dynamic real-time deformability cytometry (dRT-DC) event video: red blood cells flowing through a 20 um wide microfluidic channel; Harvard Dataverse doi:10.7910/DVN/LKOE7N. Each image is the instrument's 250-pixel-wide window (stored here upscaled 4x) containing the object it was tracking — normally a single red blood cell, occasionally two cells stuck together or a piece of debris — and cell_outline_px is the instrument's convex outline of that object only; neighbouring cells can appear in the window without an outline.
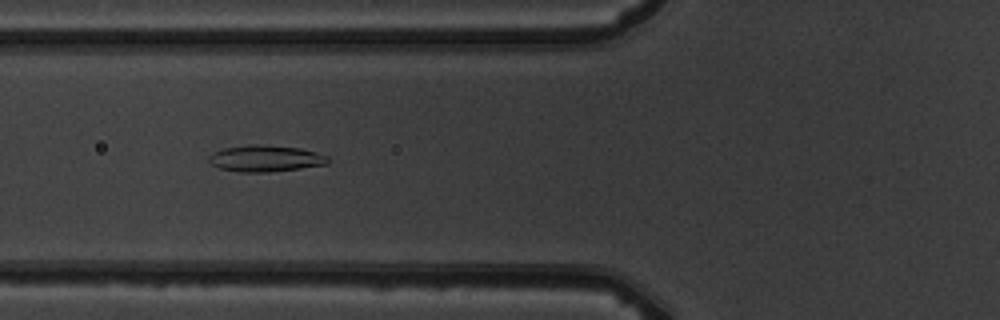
{"species": "common noctule bat (a hibernating species)", "species_latin": "Nyctalus noctula", "temperature_condition": "warm", "stored_images_in_passage": 10, "camera_frame_rate_fps": 3000, "um_per_image_px": 0.085, "animal": {"sex": "male", "body_mass_g": 19.5, "forearm_length_mm": 54.6}, "frame": {"image": 1, "passage_image": 5, "time_ms": 4.667, "image_size_px": [1000, 320], "cell_outline_px": [[328, 164], [300, 168], [268, 172], [240, 172], [220, 168], [212, 164], [208, 160], [208, 156], [224, 148], [248, 144], [260, 144], [300, 148], [328, 156]], "centroid_in_image_um": [22.56, 13.46], "position_along_channel_um": 103.2, "area_um2": 18.21}}
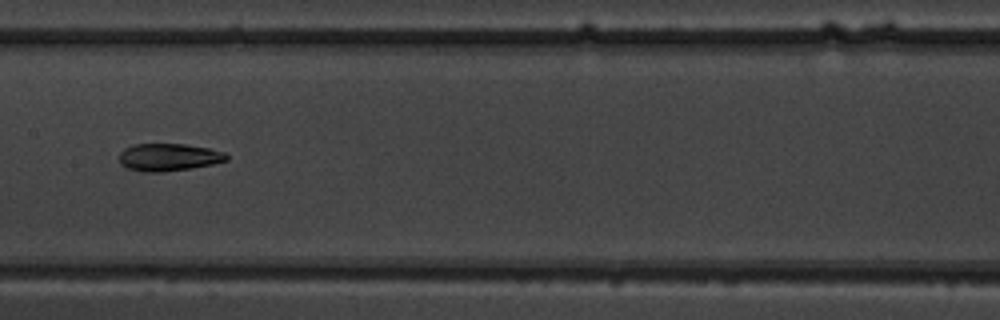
{"frame": {"image": 2, "passage_image": 7, "time_ms": 7.0, "image_size_px": [1000, 320], "cell_outline_px": [[228, 160], [212, 164], [192, 168], [160, 172], [144, 172], [128, 168], [120, 164], [120, 152], [124, 148], [132, 144], [184, 144], [208, 148], [224, 152], [228, 156]], "centroid_in_image_um": [14.32, 13.36], "position_along_channel_um": 193.1, "area_um2": 17.17}}
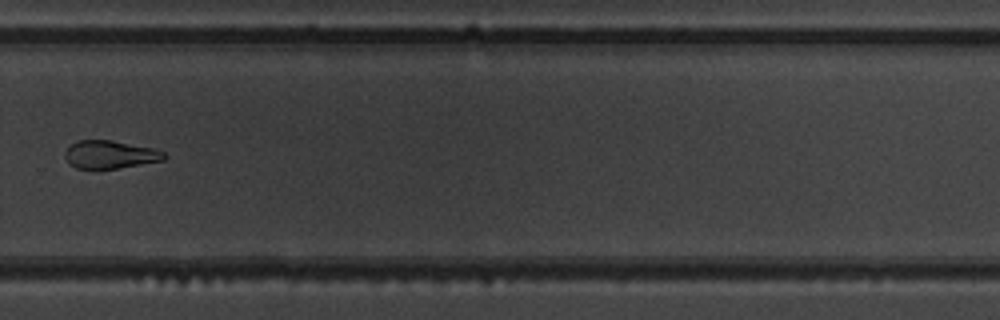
{"frame": {"image": 3, "passage_image": 10, "time_ms": 10.333, "image_size_px": [1000, 320], "cell_outline_px": [[168, 156], [164, 160], [116, 168], [76, 168], [64, 156], [64, 152], [76, 140], [112, 140], [152, 148], [164, 152]], "centroid_in_image_um": [9.37, 13.12], "position_along_channel_um": 320.4, "area_um2": 15.9}}